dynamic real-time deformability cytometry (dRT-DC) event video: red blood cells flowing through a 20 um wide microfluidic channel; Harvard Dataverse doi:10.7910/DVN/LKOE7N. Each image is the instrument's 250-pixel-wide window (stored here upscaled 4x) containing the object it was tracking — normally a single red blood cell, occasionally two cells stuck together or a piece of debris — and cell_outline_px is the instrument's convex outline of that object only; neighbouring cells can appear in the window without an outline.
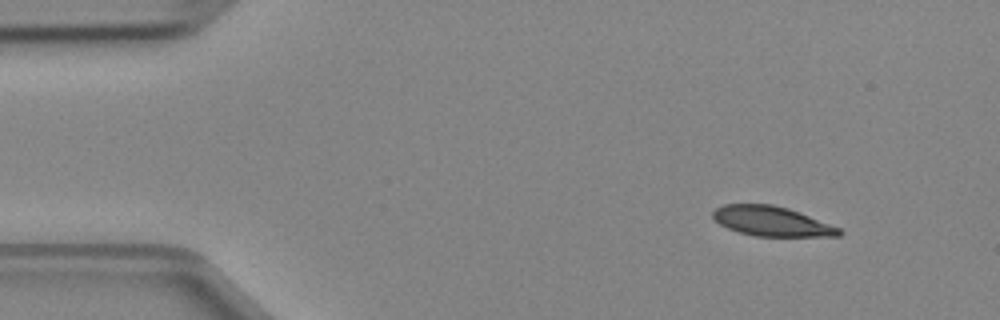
{"species": "Egyptian fruit bat (a non-hibernating species)", "species_latin": "Rousettus aegyptiacus", "temperature_condition": "cold", "stored_images_in_passage": 4, "segment_of_instrument_passage": [2, 2], "camera_frame_rate_fps": 3000, "um_per_image_px": 0.085, "animal": {"sex": "female"}, "frame": {"image": 1, "passage_image": 4, "time_ms": 1.0, "image_size_px": [1000, 320], "cell_outline_px": [[844, 232], [840, 236], [756, 236], [740, 232], [728, 228], [720, 224], [712, 216], [712, 212], [716, 208], [724, 204], [772, 204], [788, 208], [840, 228]], "centroid_in_image_um": [65.59, 18.8], "position_along_channel_um": 19.4, "area_um2": 21.68}}